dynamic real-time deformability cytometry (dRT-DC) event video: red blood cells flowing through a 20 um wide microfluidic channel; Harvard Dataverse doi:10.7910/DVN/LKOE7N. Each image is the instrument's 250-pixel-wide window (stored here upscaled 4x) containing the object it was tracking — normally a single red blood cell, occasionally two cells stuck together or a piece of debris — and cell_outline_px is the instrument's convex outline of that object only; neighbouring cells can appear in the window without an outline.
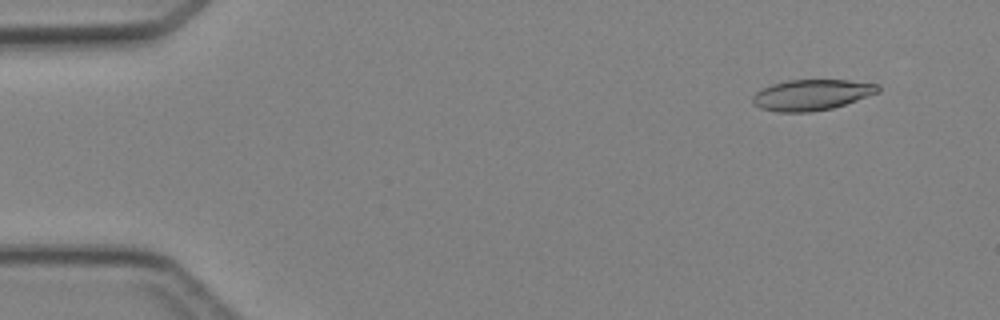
{"species": "Egyptian fruit bat (a non-hibernating species)", "species_latin": "Rousettus aegyptiacus", "temperature_condition": "cold", "stored_images_in_passage": 6, "camera_frame_rate_fps": 3000, "um_per_image_px": 0.085, "animal": {"sex": "female"}, "frame": {"image": 1, "passage_image": 2, "time_ms": 1.0, "image_size_px": [1000, 320], "cell_outline_px": [[880, 92], [832, 108], [812, 112], [780, 112], [760, 108], [752, 104], [752, 96], [756, 92], [772, 84], [788, 80], [848, 80], [880, 84]], "centroid_in_image_um": [68.99, 8.06], "position_along_channel_um": 16.0, "area_um2": 22.48}}
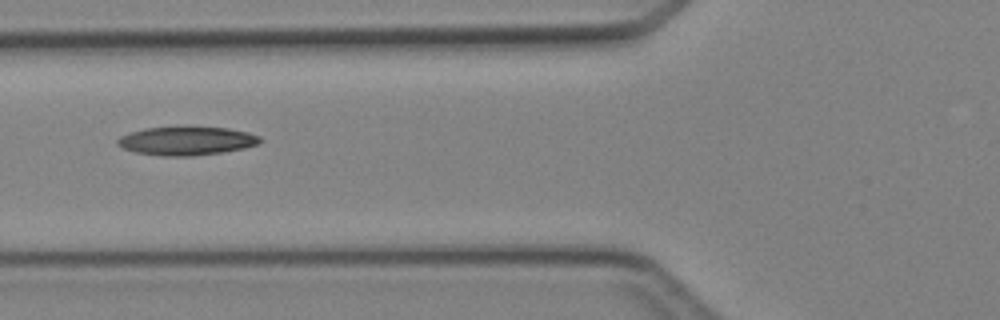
{"frame": {"image": 2, "passage_image": 6, "time_ms": 5.667, "image_size_px": [1000, 320], "cell_outline_px": [[260, 140], [256, 144], [244, 148], [220, 152], [192, 156], [160, 156], [136, 152], [124, 148], [116, 144], [116, 140], [120, 136], [144, 128], [176, 124], [228, 128], [248, 132], [260, 136]], "centroid_in_image_um": [15.81, 11.93], "position_along_channel_um": 110.0, "area_um2": 24.39}}